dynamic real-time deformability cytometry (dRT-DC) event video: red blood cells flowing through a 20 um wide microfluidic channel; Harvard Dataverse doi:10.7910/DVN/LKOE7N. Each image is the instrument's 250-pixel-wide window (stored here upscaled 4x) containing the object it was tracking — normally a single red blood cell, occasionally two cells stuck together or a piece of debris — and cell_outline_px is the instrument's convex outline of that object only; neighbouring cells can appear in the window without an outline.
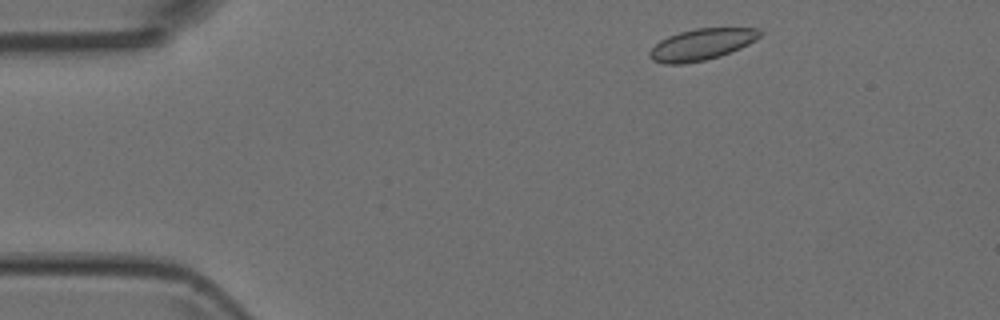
{"species": "Egyptian fruit bat (a non-hibernating species)", "species_latin": "Rousettus aegyptiacus", "temperature_condition": "room temperature", "stored_images_in_passage": 4, "segment_of_instrument_passage": [1, 2], "camera_frame_rate_fps": 3000, "um_per_image_px": 0.085, "animal": {"sex": "female"}, "frame": {"image": 1, "passage_image": 1, "time_ms": 0.0, "image_size_px": [1000, 320], "cell_outline_px": [[764, 32], [756, 40], [740, 48], [720, 56], [704, 60], [684, 64], [664, 64], [652, 60], [648, 56], [648, 52], [660, 40], [668, 36], [680, 32], [696, 28], [760, 28]], "centroid_in_image_um": [59.64, 3.78], "position_along_channel_um": 25.4, "area_um2": 20.23}}